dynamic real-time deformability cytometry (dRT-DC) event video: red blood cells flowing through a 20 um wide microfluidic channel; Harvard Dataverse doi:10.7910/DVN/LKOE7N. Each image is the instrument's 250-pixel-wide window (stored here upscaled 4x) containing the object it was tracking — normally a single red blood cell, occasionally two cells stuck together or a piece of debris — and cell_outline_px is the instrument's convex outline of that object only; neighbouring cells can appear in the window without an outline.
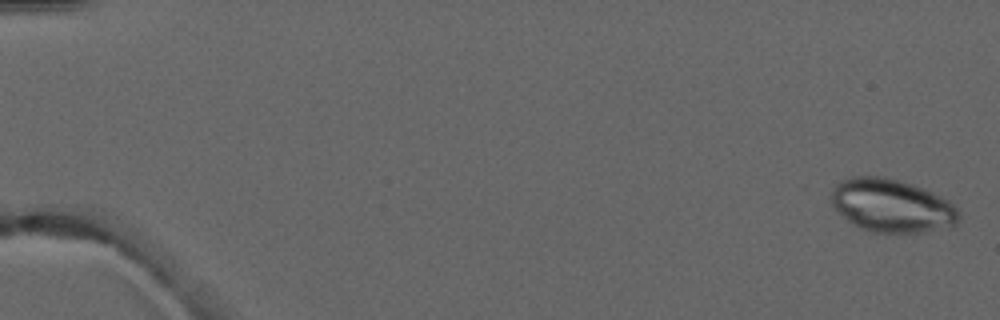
{"species": "common noctule bat (a hibernating species)", "species_latin": "Nyctalus noctula", "temperature_condition": "warm", "stored_images_in_passage": 5, "camera_frame_rate_fps": 3000, "um_per_image_px": 0.085, "animal": {"sex": "male", "forearm_length_mm": 52.5}, "frame": {"image": 1, "passage_image": 1, "time_ms": 0.0, "image_size_px": [1000, 320], "cell_outline_px": [[960, 216], [956, 224], [952, 228], [924, 232], [872, 232], [860, 228], [848, 220], [832, 204], [832, 188], [840, 180], [852, 176], [884, 176], [900, 180], [924, 188], [948, 200], [960, 212]], "centroid_in_image_um": [75.84, 17.47], "position_along_channel_um": 9.2, "area_um2": 39.71}}